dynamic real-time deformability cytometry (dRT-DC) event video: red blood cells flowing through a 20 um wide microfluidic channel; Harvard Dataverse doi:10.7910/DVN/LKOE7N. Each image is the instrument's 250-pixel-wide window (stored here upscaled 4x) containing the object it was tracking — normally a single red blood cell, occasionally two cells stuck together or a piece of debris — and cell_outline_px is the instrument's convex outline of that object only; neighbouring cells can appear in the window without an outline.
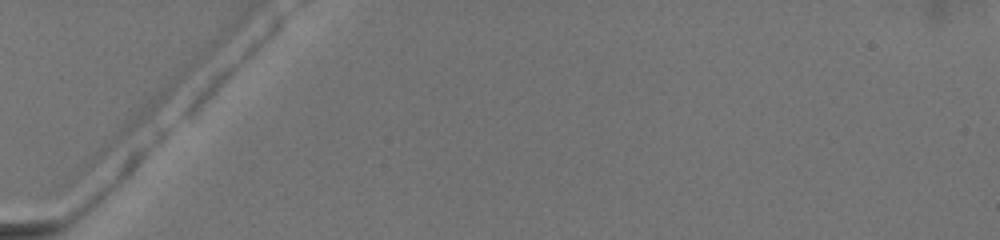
{"species": "common noctule bat (a hibernating species)", "species_latin": "Nyctalus noctula", "temperature_condition": "warm", "stored_images_in_passage": 4, "segment_of_instrument_passage": [1, 2], "camera_frame_rate_fps": 3000, "um_per_image_px": 0.085, "animal": {"sex": "female", "body_mass_g": 19.5, "forearm_length_mm": 54.1}, "frame": {"image": 1, "passage_image": 1, "time_ms": 0.0, "image_size_px": [1000, 240], "cell_outline_px": [[200, 60], [148, 124], [80, 180], [68, 184], [64, 180], [72, 164], [196, 56], [200, 56]], "centroid_in_image_um": [10.87, 10.75], "position_along_channel_um": 74.1, "area_um2": 20.17}}